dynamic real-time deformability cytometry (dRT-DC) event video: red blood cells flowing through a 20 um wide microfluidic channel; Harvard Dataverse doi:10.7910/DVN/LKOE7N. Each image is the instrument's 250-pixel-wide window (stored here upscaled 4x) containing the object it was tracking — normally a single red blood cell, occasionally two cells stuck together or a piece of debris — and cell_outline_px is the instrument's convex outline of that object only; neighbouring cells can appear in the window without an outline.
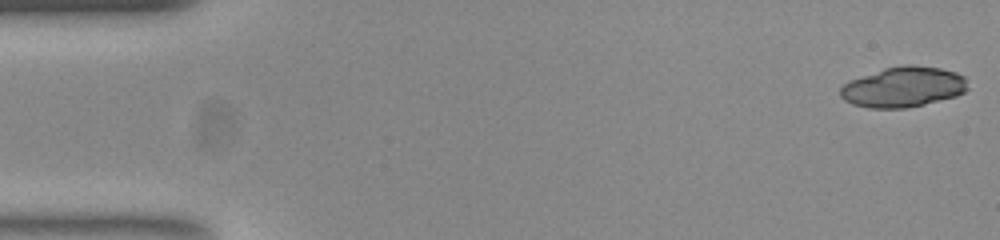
{"species": "common noctule bat (a hibernating species)", "species_latin": "Nyctalus noctula", "temperature_condition": "room temperature", "stored_images_in_passage": 27, "camera_frame_rate_fps": 3000, "um_per_image_px": 0.085, "animal": {"sex": "female", "body_mass_g": 23.0, "forearm_length_mm": 53.4}, "frame": {"image": 1, "passage_image": 1, "time_ms": 0.0, "image_size_px": [1000, 240], "cell_outline_px": [[968, 88], [964, 92], [956, 96], [924, 104], [904, 108], [868, 108], [852, 104], [844, 100], [840, 96], [840, 88], [848, 80], [884, 68], [908, 64], [940, 68], [956, 72], [964, 76]], "centroid_in_image_um": [76.75, 7.39], "position_along_channel_um": 8.2, "area_um2": 30.0}}
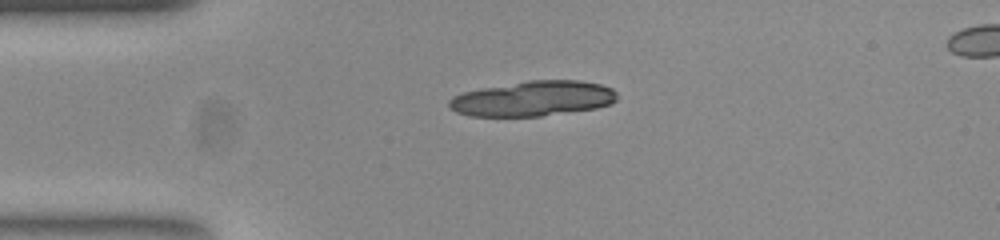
{"frame": {"image": 2, "passage_image": 12, "time_ms": 3.667, "image_size_px": [1000, 240], "cell_outline_px": [[616, 100], [612, 104], [596, 108], [540, 116], [468, 116], [456, 112], [448, 108], [448, 100], [452, 96], [464, 92], [484, 88], [528, 80], [580, 80], [600, 84], [612, 88], [616, 92]], "centroid_in_image_um": [45.29, 8.38], "position_along_channel_um": 39.7, "area_um2": 34.45}}